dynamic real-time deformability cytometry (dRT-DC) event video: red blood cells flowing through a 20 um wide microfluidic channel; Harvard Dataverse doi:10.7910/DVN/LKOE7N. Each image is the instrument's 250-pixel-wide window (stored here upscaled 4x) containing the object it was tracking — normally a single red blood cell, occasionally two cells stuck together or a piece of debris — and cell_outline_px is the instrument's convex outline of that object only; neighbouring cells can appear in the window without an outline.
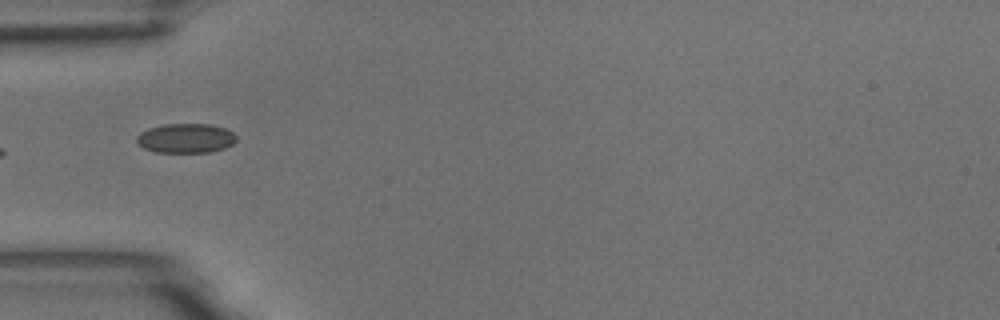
{"species": "common noctule bat (a hibernating species)", "species_latin": "Nyctalus noctula", "temperature_condition": "room temperature", "stored_images_in_passage": 8, "camera_frame_rate_fps": 3000, "um_per_image_px": 0.085, "animal": {"sex": "male", "body_mass_g": 18.8}, "frame": {"image": 1, "passage_image": 6, "time_ms": 1.667, "image_size_px": [1000, 320], "cell_outline_px": [[236, 140], [232, 144], [224, 148], [212, 152], [156, 152], [144, 148], [136, 140], [136, 136], [140, 132], [148, 128], [164, 124], [212, 124], [224, 128], [232, 132], [236, 136]], "centroid_in_image_um": [15.79, 11.74], "position_along_channel_um": 69.2, "area_um2": 17.11}}